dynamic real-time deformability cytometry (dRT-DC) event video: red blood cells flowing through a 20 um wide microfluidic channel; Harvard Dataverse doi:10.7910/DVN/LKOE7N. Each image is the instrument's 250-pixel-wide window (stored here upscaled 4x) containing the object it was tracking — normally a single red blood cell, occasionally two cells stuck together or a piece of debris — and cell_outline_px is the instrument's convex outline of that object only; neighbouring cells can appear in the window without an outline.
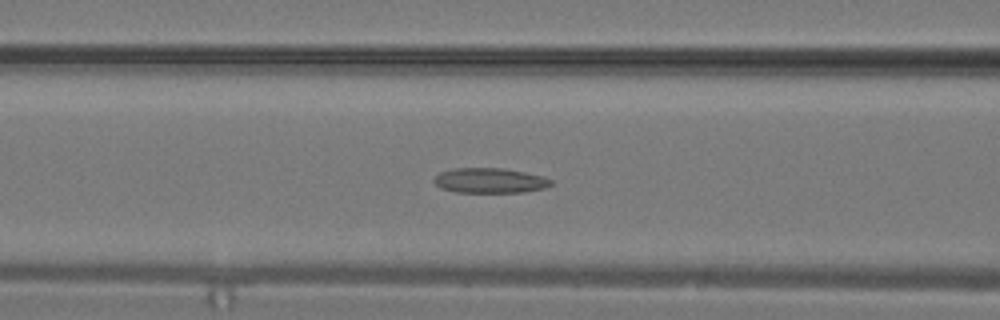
{"species": "common noctule bat (a hibernating species)", "species_latin": "Nyctalus noctula", "temperature_condition": "warm", "stored_images_in_passage": 31, "camera_frame_rate_fps": 3000, "um_per_image_px": 0.085, "animal": {"sex": "male", "body_mass_g": 19.2, "forearm_length_mm": 51.8}, "frame": {"image": 1, "passage_image": 12, "time_ms": 3.667, "image_size_px": [1000, 320], "cell_outline_px": [[552, 184], [544, 188], [524, 192], [456, 192], [440, 188], [432, 180], [440, 172], [456, 168], [504, 168], [544, 176], [552, 180]], "centroid_in_image_um": [41.64, 15.34], "position_along_channel_um": 125.0, "area_um2": 17.05}}
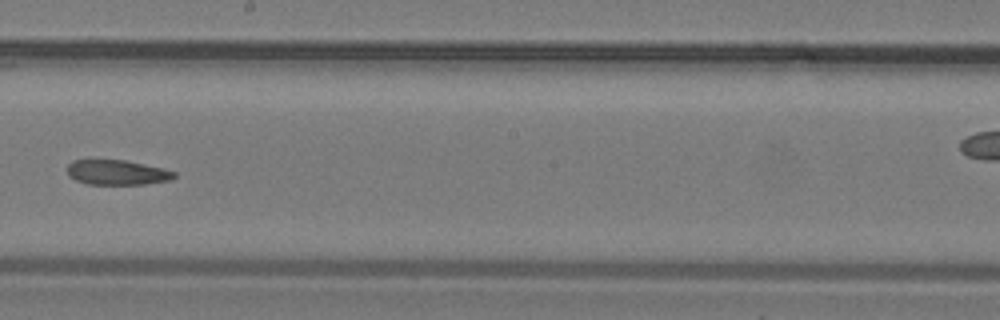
{"frame": {"image": 2, "passage_image": 17, "time_ms": 5.333, "image_size_px": [1000, 320], "cell_outline_px": [[176, 176], [172, 180], [144, 184], [88, 184], [76, 180], [68, 176], [68, 164], [72, 160], [124, 160], [164, 168], [176, 172]], "centroid_in_image_um": [9.97, 14.66], "position_along_channel_um": 238.2, "area_um2": 15.55}}
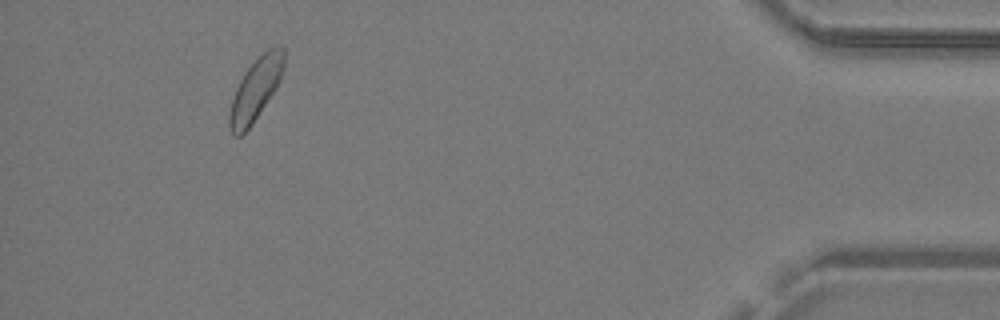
{"frame": {"image": 3, "passage_image": 31, "time_ms": 10.0, "image_size_px": [1000, 320], "cell_outline_px": [[284, 68], [280, 80], [276, 88], [252, 124], [240, 136], [232, 136], [228, 128], [228, 116], [232, 100], [236, 88], [244, 72], [268, 48], [280, 44], [284, 44]], "centroid_in_image_um": [21.73, 7.59], "position_along_channel_um": 413.5, "area_um2": 19.77}}